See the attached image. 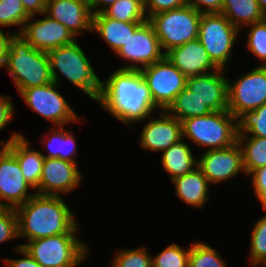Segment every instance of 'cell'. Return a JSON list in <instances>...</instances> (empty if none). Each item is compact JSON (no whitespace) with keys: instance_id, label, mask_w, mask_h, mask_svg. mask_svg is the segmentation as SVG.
Instances as JSON below:
<instances>
[{"instance_id":"obj_1","label":"cell","mask_w":266,"mask_h":267,"mask_svg":"<svg viewBox=\"0 0 266 267\" xmlns=\"http://www.w3.org/2000/svg\"><path fill=\"white\" fill-rule=\"evenodd\" d=\"M124 124L148 118L154 111L150 89L139 69H118L105 82L97 100Z\"/></svg>"},{"instance_id":"obj_2","label":"cell","mask_w":266,"mask_h":267,"mask_svg":"<svg viewBox=\"0 0 266 267\" xmlns=\"http://www.w3.org/2000/svg\"><path fill=\"white\" fill-rule=\"evenodd\" d=\"M18 237L28 241L63 233H78L77 222L62 196L34 193L24 204L15 208Z\"/></svg>"},{"instance_id":"obj_3","label":"cell","mask_w":266,"mask_h":267,"mask_svg":"<svg viewBox=\"0 0 266 267\" xmlns=\"http://www.w3.org/2000/svg\"><path fill=\"white\" fill-rule=\"evenodd\" d=\"M5 68L17 90L46 85L53 81L48 53L39 51L20 34L13 33L8 42Z\"/></svg>"},{"instance_id":"obj_4","label":"cell","mask_w":266,"mask_h":267,"mask_svg":"<svg viewBox=\"0 0 266 267\" xmlns=\"http://www.w3.org/2000/svg\"><path fill=\"white\" fill-rule=\"evenodd\" d=\"M48 56L53 82L59 85L58 71L89 98L98 100L102 81L98 78L77 41L49 51Z\"/></svg>"},{"instance_id":"obj_5","label":"cell","mask_w":266,"mask_h":267,"mask_svg":"<svg viewBox=\"0 0 266 267\" xmlns=\"http://www.w3.org/2000/svg\"><path fill=\"white\" fill-rule=\"evenodd\" d=\"M182 137L190 138L199 146L221 149L238 142L239 120L228 110L191 117L182 122Z\"/></svg>"},{"instance_id":"obj_6","label":"cell","mask_w":266,"mask_h":267,"mask_svg":"<svg viewBox=\"0 0 266 267\" xmlns=\"http://www.w3.org/2000/svg\"><path fill=\"white\" fill-rule=\"evenodd\" d=\"M201 15L194 7L186 4L170 11L152 15L148 21L154 27L161 48L170 49L198 39Z\"/></svg>"},{"instance_id":"obj_7","label":"cell","mask_w":266,"mask_h":267,"mask_svg":"<svg viewBox=\"0 0 266 267\" xmlns=\"http://www.w3.org/2000/svg\"><path fill=\"white\" fill-rule=\"evenodd\" d=\"M75 234L63 233L40 238L21 246L41 267H76L86 258L88 248Z\"/></svg>"},{"instance_id":"obj_8","label":"cell","mask_w":266,"mask_h":267,"mask_svg":"<svg viewBox=\"0 0 266 267\" xmlns=\"http://www.w3.org/2000/svg\"><path fill=\"white\" fill-rule=\"evenodd\" d=\"M120 69L140 70L150 89L155 109L159 107L165 111L174 98L186 87L187 77L166 56L146 67L132 64Z\"/></svg>"},{"instance_id":"obj_9","label":"cell","mask_w":266,"mask_h":267,"mask_svg":"<svg viewBox=\"0 0 266 267\" xmlns=\"http://www.w3.org/2000/svg\"><path fill=\"white\" fill-rule=\"evenodd\" d=\"M239 29L221 13H202L198 40L210 59L221 69L230 61L231 50Z\"/></svg>"},{"instance_id":"obj_10","label":"cell","mask_w":266,"mask_h":267,"mask_svg":"<svg viewBox=\"0 0 266 267\" xmlns=\"http://www.w3.org/2000/svg\"><path fill=\"white\" fill-rule=\"evenodd\" d=\"M228 82V111L238 120L266 104V66H259L235 83Z\"/></svg>"},{"instance_id":"obj_11","label":"cell","mask_w":266,"mask_h":267,"mask_svg":"<svg viewBox=\"0 0 266 267\" xmlns=\"http://www.w3.org/2000/svg\"><path fill=\"white\" fill-rule=\"evenodd\" d=\"M57 86L58 84L52 81L46 85L23 89L19 94L36 113L61 127L68 122H77L78 117L64 97L58 93Z\"/></svg>"},{"instance_id":"obj_12","label":"cell","mask_w":266,"mask_h":267,"mask_svg":"<svg viewBox=\"0 0 266 267\" xmlns=\"http://www.w3.org/2000/svg\"><path fill=\"white\" fill-rule=\"evenodd\" d=\"M32 18L34 15L29 17L18 34L22 35L33 48L48 53L75 41V36L65 25L48 15L37 21H31Z\"/></svg>"},{"instance_id":"obj_13","label":"cell","mask_w":266,"mask_h":267,"mask_svg":"<svg viewBox=\"0 0 266 267\" xmlns=\"http://www.w3.org/2000/svg\"><path fill=\"white\" fill-rule=\"evenodd\" d=\"M198 168L212 184L236 176L244 171L241 146L237 142L225 148L206 150L198 160Z\"/></svg>"},{"instance_id":"obj_14","label":"cell","mask_w":266,"mask_h":267,"mask_svg":"<svg viewBox=\"0 0 266 267\" xmlns=\"http://www.w3.org/2000/svg\"><path fill=\"white\" fill-rule=\"evenodd\" d=\"M77 165L60 158H45L36 194L60 196L59 192L68 193L77 188L81 182Z\"/></svg>"},{"instance_id":"obj_15","label":"cell","mask_w":266,"mask_h":267,"mask_svg":"<svg viewBox=\"0 0 266 267\" xmlns=\"http://www.w3.org/2000/svg\"><path fill=\"white\" fill-rule=\"evenodd\" d=\"M118 56L132 63L146 67L165 56L156 36L154 27L147 20L143 23L116 53Z\"/></svg>"},{"instance_id":"obj_16","label":"cell","mask_w":266,"mask_h":267,"mask_svg":"<svg viewBox=\"0 0 266 267\" xmlns=\"http://www.w3.org/2000/svg\"><path fill=\"white\" fill-rule=\"evenodd\" d=\"M29 187L32 188L23 176L16 157L7 149L0 157V198L5 200H0V206L16 208L24 204L33 196L28 194Z\"/></svg>"},{"instance_id":"obj_17","label":"cell","mask_w":266,"mask_h":267,"mask_svg":"<svg viewBox=\"0 0 266 267\" xmlns=\"http://www.w3.org/2000/svg\"><path fill=\"white\" fill-rule=\"evenodd\" d=\"M223 69L201 75L189 76L186 87L211 111L228 110V80L221 75Z\"/></svg>"},{"instance_id":"obj_18","label":"cell","mask_w":266,"mask_h":267,"mask_svg":"<svg viewBox=\"0 0 266 267\" xmlns=\"http://www.w3.org/2000/svg\"><path fill=\"white\" fill-rule=\"evenodd\" d=\"M165 56L186 77L206 74L211 72V69H219L198 39L170 49Z\"/></svg>"},{"instance_id":"obj_19","label":"cell","mask_w":266,"mask_h":267,"mask_svg":"<svg viewBox=\"0 0 266 267\" xmlns=\"http://www.w3.org/2000/svg\"><path fill=\"white\" fill-rule=\"evenodd\" d=\"M161 112V117L150 119L141 132L140 143L146 150L163 152L183 139L181 121L170 114H166V111L162 110Z\"/></svg>"},{"instance_id":"obj_20","label":"cell","mask_w":266,"mask_h":267,"mask_svg":"<svg viewBox=\"0 0 266 267\" xmlns=\"http://www.w3.org/2000/svg\"><path fill=\"white\" fill-rule=\"evenodd\" d=\"M45 14L65 25L74 36L82 29L92 31L88 0H47Z\"/></svg>"},{"instance_id":"obj_21","label":"cell","mask_w":266,"mask_h":267,"mask_svg":"<svg viewBox=\"0 0 266 267\" xmlns=\"http://www.w3.org/2000/svg\"><path fill=\"white\" fill-rule=\"evenodd\" d=\"M143 23L118 21L104 12L92 15V31L99 33L115 53Z\"/></svg>"},{"instance_id":"obj_22","label":"cell","mask_w":266,"mask_h":267,"mask_svg":"<svg viewBox=\"0 0 266 267\" xmlns=\"http://www.w3.org/2000/svg\"><path fill=\"white\" fill-rule=\"evenodd\" d=\"M29 144L22 136L9 143L8 150L16 157L27 183L32 189H37L45 157L38 151L30 150Z\"/></svg>"},{"instance_id":"obj_23","label":"cell","mask_w":266,"mask_h":267,"mask_svg":"<svg viewBox=\"0 0 266 267\" xmlns=\"http://www.w3.org/2000/svg\"><path fill=\"white\" fill-rule=\"evenodd\" d=\"M175 184L176 194L185 203L202 208L208 200V179L197 167L192 172L172 180Z\"/></svg>"},{"instance_id":"obj_24","label":"cell","mask_w":266,"mask_h":267,"mask_svg":"<svg viewBox=\"0 0 266 267\" xmlns=\"http://www.w3.org/2000/svg\"><path fill=\"white\" fill-rule=\"evenodd\" d=\"M162 153L161 163L165 170L172 175L171 180L190 173L198 167V160L194 159L189 145L182 139Z\"/></svg>"},{"instance_id":"obj_25","label":"cell","mask_w":266,"mask_h":267,"mask_svg":"<svg viewBox=\"0 0 266 267\" xmlns=\"http://www.w3.org/2000/svg\"><path fill=\"white\" fill-rule=\"evenodd\" d=\"M223 14L239 30L243 25L262 21L263 11L256 0H224Z\"/></svg>"},{"instance_id":"obj_26","label":"cell","mask_w":266,"mask_h":267,"mask_svg":"<svg viewBox=\"0 0 266 267\" xmlns=\"http://www.w3.org/2000/svg\"><path fill=\"white\" fill-rule=\"evenodd\" d=\"M165 111L181 122L191 117L205 116L212 112L211 109L193 95V92L187 87L174 98L173 102Z\"/></svg>"},{"instance_id":"obj_27","label":"cell","mask_w":266,"mask_h":267,"mask_svg":"<svg viewBox=\"0 0 266 267\" xmlns=\"http://www.w3.org/2000/svg\"><path fill=\"white\" fill-rule=\"evenodd\" d=\"M246 137H248L246 133H238V143L243 152L244 172L250 175L253 171L266 166V138Z\"/></svg>"},{"instance_id":"obj_28","label":"cell","mask_w":266,"mask_h":267,"mask_svg":"<svg viewBox=\"0 0 266 267\" xmlns=\"http://www.w3.org/2000/svg\"><path fill=\"white\" fill-rule=\"evenodd\" d=\"M64 126L58 127L56 130H52L51 138L48 140L47 149L48 155H43L45 158H60L76 163V160L72 156L76 153L75 137L69 131L63 129Z\"/></svg>"},{"instance_id":"obj_29","label":"cell","mask_w":266,"mask_h":267,"mask_svg":"<svg viewBox=\"0 0 266 267\" xmlns=\"http://www.w3.org/2000/svg\"><path fill=\"white\" fill-rule=\"evenodd\" d=\"M104 13L123 22H146L143 0H117Z\"/></svg>"},{"instance_id":"obj_30","label":"cell","mask_w":266,"mask_h":267,"mask_svg":"<svg viewBox=\"0 0 266 267\" xmlns=\"http://www.w3.org/2000/svg\"><path fill=\"white\" fill-rule=\"evenodd\" d=\"M217 252L203 242L192 244L188 257V267H226L225 261Z\"/></svg>"},{"instance_id":"obj_31","label":"cell","mask_w":266,"mask_h":267,"mask_svg":"<svg viewBox=\"0 0 266 267\" xmlns=\"http://www.w3.org/2000/svg\"><path fill=\"white\" fill-rule=\"evenodd\" d=\"M30 15L25 11L22 0H1L0 1V26L22 25Z\"/></svg>"},{"instance_id":"obj_32","label":"cell","mask_w":266,"mask_h":267,"mask_svg":"<svg viewBox=\"0 0 266 267\" xmlns=\"http://www.w3.org/2000/svg\"><path fill=\"white\" fill-rule=\"evenodd\" d=\"M190 249L184 250L178 244L168 245L156 257H151L152 267H188Z\"/></svg>"},{"instance_id":"obj_33","label":"cell","mask_w":266,"mask_h":267,"mask_svg":"<svg viewBox=\"0 0 266 267\" xmlns=\"http://www.w3.org/2000/svg\"><path fill=\"white\" fill-rule=\"evenodd\" d=\"M239 128L238 133H251V136L266 138V104L242 117Z\"/></svg>"},{"instance_id":"obj_34","label":"cell","mask_w":266,"mask_h":267,"mask_svg":"<svg viewBox=\"0 0 266 267\" xmlns=\"http://www.w3.org/2000/svg\"><path fill=\"white\" fill-rule=\"evenodd\" d=\"M250 256L253 267L266 261V215L259 219L251 234Z\"/></svg>"},{"instance_id":"obj_35","label":"cell","mask_w":266,"mask_h":267,"mask_svg":"<svg viewBox=\"0 0 266 267\" xmlns=\"http://www.w3.org/2000/svg\"><path fill=\"white\" fill-rule=\"evenodd\" d=\"M113 259L112 267H152V259L146 247L119 250Z\"/></svg>"},{"instance_id":"obj_36","label":"cell","mask_w":266,"mask_h":267,"mask_svg":"<svg viewBox=\"0 0 266 267\" xmlns=\"http://www.w3.org/2000/svg\"><path fill=\"white\" fill-rule=\"evenodd\" d=\"M252 25V26H251ZM252 29L248 34L247 46L266 66V24L263 21L250 24Z\"/></svg>"},{"instance_id":"obj_37","label":"cell","mask_w":266,"mask_h":267,"mask_svg":"<svg viewBox=\"0 0 266 267\" xmlns=\"http://www.w3.org/2000/svg\"><path fill=\"white\" fill-rule=\"evenodd\" d=\"M18 237V220L15 208L0 206V243Z\"/></svg>"},{"instance_id":"obj_38","label":"cell","mask_w":266,"mask_h":267,"mask_svg":"<svg viewBox=\"0 0 266 267\" xmlns=\"http://www.w3.org/2000/svg\"><path fill=\"white\" fill-rule=\"evenodd\" d=\"M144 11L147 19L152 15L170 11L187 4V0H143ZM149 10V11H148ZM149 12V13H148Z\"/></svg>"},{"instance_id":"obj_39","label":"cell","mask_w":266,"mask_h":267,"mask_svg":"<svg viewBox=\"0 0 266 267\" xmlns=\"http://www.w3.org/2000/svg\"><path fill=\"white\" fill-rule=\"evenodd\" d=\"M224 0H187V4L200 13H220ZM205 6V10L202 8Z\"/></svg>"},{"instance_id":"obj_40","label":"cell","mask_w":266,"mask_h":267,"mask_svg":"<svg viewBox=\"0 0 266 267\" xmlns=\"http://www.w3.org/2000/svg\"><path fill=\"white\" fill-rule=\"evenodd\" d=\"M15 250L24 254L25 258L4 259L8 267H41L40 264L26 250H24L21 245L17 246Z\"/></svg>"},{"instance_id":"obj_41","label":"cell","mask_w":266,"mask_h":267,"mask_svg":"<svg viewBox=\"0 0 266 267\" xmlns=\"http://www.w3.org/2000/svg\"><path fill=\"white\" fill-rule=\"evenodd\" d=\"M11 98L0 95V131L5 128L13 117L14 108Z\"/></svg>"},{"instance_id":"obj_42","label":"cell","mask_w":266,"mask_h":267,"mask_svg":"<svg viewBox=\"0 0 266 267\" xmlns=\"http://www.w3.org/2000/svg\"><path fill=\"white\" fill-rule=\"evenodd\" d=\"M250 175L255 193L258 196L266 189V166L253 171Z\"/></svg>"},{"instance_id":"obj_43","label":"cell","mask_w":266,"mask_h":267,"mask_svg":"<svg viewBox=\"0 0 266 267\" xmlns=\"http://www.w3.org/2000/svg\"><path fill=\"white\" fill-rule=\"evenodd\" d=\"M46 3L47 0H22L23 7L30 16H36V13L44 14Z\"/></svg>"},{"instance_id":"obj_44","label":"cell","mask_w":266,"mask_h":267,"mask_svg":"<svg viewBox=\"0 0 266 267\" xmlns=\"http://www.w3.org/2000/svg\"><path fill=\"white\" fill-rule=\"evenodd\" d=\"M12 33L4 34V32L0 29V67H3L6 63L8 42Z\"/></svg>"},{"instance_id":"obj_45","label":"cell","mask_w":266,"mask_h":267,"mask_svg":"<svg viewBox=\"0 0 266 267\" xmlns=\"http://www.w3.org/2000/svg\"><path fill=\"white\" fill-rule=\"evenodd\" d=\"M117 0H88L90 11L93 14H98L104 12L106 9H108L113 3H115ZM101 8H97V7ZM92 9H97L93 10Z\"/></svg>"},{"instance_id":"obj_46","label":"cell","mask_w":266,"mask_h":267,"mask_svg":"<svg viewBox=\"0 0 266 267\" xmlns=\"http://www.w3.org/2000/svg\"><path fill=\"white\" fill-rule=\"evenodd\" d=\"M23 135L20 133H15L13 135H11V138L9 141H7L6 143L4 142L3 145H2V149H0V157L1 155L8 149V145L9 143H11L13 140L17 139V138H20L22 137Z\"/></svg>"},{"instance_id":"obj_47","label":"cell","mask_w":266,"mask_h":267,"mask_svg":"<svg viewBox=\"0 0 266 267\" xmlns=\"http://www.w3.org/2000/svg\"><path fill=\"white\" fill-rule=\"evenodd\" d=\"M257 197L263 205V208L266 210V189H264Z\"/></svg>"},{"instance_id":"obj_48","label":"cell","mask_w":266,"mask_h":267,"mask_svg":"<svg viewBox=\"0 0 266 267\" xmlns=\"http://www.w3.org/2000/svg\"><path fill=\"white\" fill-rule=\"evenodd\" d=\"M261 8V10L264 12L266 11V0H256Z\"/></svg>"},{"instance_id":"obj_49","label":"cell","mask_w":266,"mask_h":267,"mask_svg":"<svg viewBox=\"0 0 266 267\" xmlns=\"http://www.w3.org/2000/svg\"><path fill=\"white\" fill-rule=\"evenodd\" d=\"M262 21L266 24V11L263 12Z\"/></svg>"}]
</instances>
